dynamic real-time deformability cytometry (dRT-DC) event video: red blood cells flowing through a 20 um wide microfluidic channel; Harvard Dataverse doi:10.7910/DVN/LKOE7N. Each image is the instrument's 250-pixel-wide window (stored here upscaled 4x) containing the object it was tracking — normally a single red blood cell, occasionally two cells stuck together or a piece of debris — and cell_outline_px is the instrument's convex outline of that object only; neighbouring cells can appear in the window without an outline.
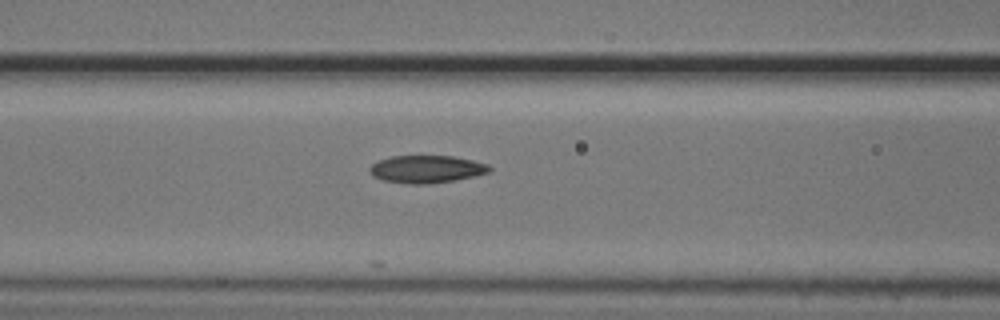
{"species": "common noctule bat (a hibernating species)", "species_latin": "Nyctalus noctula", "temperature_condition": "cold", "stored_images_in_passage": 14, "camera_frame_rate_fps": 3000, "um_per_image_px": 0.085, "animal": {"sex": "male", "body_mass_g": 20.5, "forearm_length_mm": 52.5}, "frame": {"image": 1, "passage_image": 8, "time_ms": 2.333, "image_size_px": [1000, 320], "cell_outline_px": [[492, 168], [488, 172], [472, 176], [452, 180], [428, 184], [408, 184], [384, 180], [372, 176], [368, 172], [368, 168], [372, 164], [380, 160], [392, 156], [452, 156], [472, 160], [488, 164]], "centroid_in_image_um": [36.21, 14.37], "position_along_channel_um": 130.4, "area_um2": 19.07}}